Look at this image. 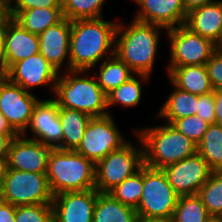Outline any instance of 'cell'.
I'll use <instances>...</instances> for the list:
<instances>
[{
	"label": "cell",
	"mask_w": 222,
	"mask_h": 222,
	"mask_svg": "<svg viewBox=\"0 0 222 222\" xmlns=\"http://www.w3.org/2000/svg\"><path fill=\"white\" fill-rule=\"evenodd\" d=\"M117 24L103 17L71 21L70 70L89 71L114 55Z\"/></svg>",
	"instance_id": "1"
},
{
	"label": "cell",
	"mask_w": 222,
	"mask_h": 222,
	"mask_svg": "<svg viewBox=\"0 0 222 222\" xmlns=\"http://www.w3.org/2000/svg\"><path fill=\"white\" fill-rule=\"evenodd\" d=\"M165 29L133 18L129 25L117 24L114 54L135 74L151 76L160 42V31ZM118 38V39H117Z\"/></svg>",
	"instance_id": "2"
},
{
	"label": "cell",
	"mask_w": 222,
	"mask_h": 222,
	"mask_svg": "<svg viewBox=\"0 0 222 222\" xmlns=\"http://www.w3.org/2000/svg\"><path fill=\"white\" fill-rule=\"evenodd\" d=\"M134 130L143 146L144 165L163 169L197 152V145L168 123Z\"/></svg>",
	"instance_id": "3"
},
{
	"label": "cell",
	"mask_w": 222,
	"mask_h": 222,
	"mask_svg": "<svg viewBox=\"0 0 222 222\" xmlns=\"http://www.w3.org/2000/svg\"><path fill=\"white\" fill-rule=\"evenodd\" d=\"M84 73L87 71L70 70L59 74L54 100L59 107L81 111L91 117L111 114L107 107V95L98 85L95 76L89 78Z\"/></svg>",
	"instance_id": "4"
},
{
	"label": "cell",
	"mask_w": 222,
	"mask_h": 222,
	"mask_svg": "<svg viewBox=\"0 0 222 222\" xmlns=\"http://www.w3.org/2000/svg\"><path fill=\"white\" fill-rule=\"evenodd\" d=\"M46 176L54 196L95 189V163L75 150L51 149Z\"/></svg>",
	"instance_id": "5"
},
{
	"label": "cell",
	"mask_w": 222,
	"mask_h": 222,
	"mask_svg": "<svg viewBox=\"0 0 222 222\" xmlns=\"http://www.w3.org/2000/svg\"><path fill=\"white\" fill-rule=\"evenodd\" d=\"M178 199L162 169L143 165V193L135 209L138 219L170 222Z\"/></svg>",
	"instance_id": "6"
},
{
	"label": "cell",
	"mask_w": 222,
	"mask_h": 222,
	"mask_svg": "<svg viewBox=\"0 0 222 222\" xmlns=\"http://www.w3.org/2000/svg\"><path fill=\"white\" fill-rule=\"evenodd\" d=\"M137 140L141 146L128 141L95 164V189L101 193H109L140 170L144 165L143 146L139 137Z\"/></svg>",
	"instance_id": "7"
},
{
	"label": "cell",
	"mask_w": 222,
	"mask_h": 222,
	"mask_svg": "<svg viewBox=\"0 0 222 222\" xmlns=\"http://www.w3.org/2000/svg\"><path fill=\"white\" fill-rule=\"evenodd\" d=\"M52 194L46 173L6 169L0 199L13 206L51 204Z\"/></svg>",
	"instance_id": "8"
},
{
	"label": "cell",
	"mask_w": 222,
	"mask_h": 222,
	"mask_svg": "<svg viewBox=\"0 0 222 222\" xmlns=\"http://www.w3.org/2000/svg\"><path fill=\"white\" fill-rule=\"evenodd\" d=\"M112 117L111 114L92 117L75 151L96 164L126 144L128 141H125Z\"/></svg>",
	"instance_id": "9"
},
{
	"label": "cell",
	"mask_w": 222,
	"mask_h": 222,
	"mask_svg": "<svg viewBox=\"0 0 222 222\" xmlns=\"http://www.w3.org/2000/svg\"><path fill=\"white\" fill-rule=\"evenodd\" d=\"M166 33L170 39V63L167 67L205 65L217 50L215 43L185 25L167 29Z\"/></svg>",
	"instance_id": "10"
},
{
	"label": "cell",
	"mask_w": 222,
	"mask_h": 222,
	"mask_svg": "<svg viewBox=\"0 0 222 222\" xmlns=\"http://www.w3.org/2000/svg\"><path fill=\"white\" fill-rule=\"evenodd\" d=\"M39 100L32 92L12 83L4 75L0 78V112L19 135L28 128Z\"/></svg>",
	"instance_id": "11"
},
{
	"label": "cell",
	"mask_w": 222,
	"mask_h": 222,
	"mask_svg": "<svg viewBox=\"0 0 222 222\" xmlns=\"http://www.w3.org/2000/svg\"><path fill=\"white\" fill-rule=\"evenodd\" d=\"M179 196L197 195L212 170L199 153L172 163L162 169Z\"/></svg>",
	"instance_id": "12"
},
{
	"label": "cell",
	"mask_w": 222,
	"mask_h": 222,
	"mask_svg": "<svg viewBox=\"0 0 222 222\" xmlns=\"http://www.w3.org/2000/svg\"><path fill=\"white\" fill-rule=\"evenodd\" d=\"M59 74L43 55L37 53L14 63L4 76L28 92H32L33 87L43 85H48L54 92Z\"/></svg>",
	"instance_id": "13"
},
{
	"label": "cell",
	"mask_w": 222,
	"mask_h": 222,
	"mask_svg": "<svg viewBox=\"0 0 222 222\" xmlns=\"http://www.w3.org/2000/svg\"><path fill=\"white\" fill-rule=\"evenodd\" d=\"M29 128L21 134L26 136L27 129L32 133V138L52 149L62 150L63 130L59 118V106L53 98L39 100L35 105Z\"/></svg>",
	"instance_id": "14"
},
{
	"label": "cell",
	"mask_w": 222,
	"mask_h": 222,
	"mask_svg": "<svg viewBox=\"0 0 222 222\" xmlns=\"http://www.w3.org/2000/svg\"><path fill=\"white\" fill-rule=\"evenodd\" d=\"M99 191L63 192L52 200L53 222H93V210Z\"/></svg>",
	"instance_id": "15"
},
{
	"label": "cell",
	"mask_w": 222,
	"mask_h": 222,
	"mask_svg": "<svg viewBox=\"0 0 222 222\" xmlns=\"http://www.w3.org/2000/svg\"><path fill=\"white\" fill-rule=\"evenodd\" d=\"M26 137L18 135L13 139L8 152L7 168L47 173L48 156L52 148Z\"/></svg>",
	"instance_id": "16"
},
{
	"label": "cell",
	"mask_w": 222,
	"mask_h": 222,
	"mask_svg": "<svg viewBox=\"0 0 222 222\" xmlns=\"http://www.w3.org/2000/svg\"><path fill=\"white\" fill-rule=\"evenodd\" d=\"M70 33L71 21L63 18L56 25L48 27L45 31L37 35L39 39V53L43 55L59 73L61 67L65 65V60H67V63L64 69L65 71H70Z\"/></svg>",
	"instance_id": "17"
},
{
	"label": "cell",
	"mask_w": 222,
	"mask_h": 222,
	"mask_svg": "<svg viewBox=\"0 0 222 222\" xmlns=\"http://www.w3.org/2000/svg\"><path fill=\"white\" fill-rule=\"evenodd\" d=\"M139 10L134 19L167 29L184 25L187 13L182 0H133Z\"/></svg>",
	"instance_id": "18"
},
{
	"label": "cell",
	"mask_w": 222,
	"mask_h": 222,
	"mask_svg": "<svg viewBox=\"0 0 222 222\" xmlns=\"http://www.w3.org/2000/svg\"><path fill=\"white\" fill-rule=\"evenodd\" d=\"M39 53V39L13 18L5 24L4 73L16 62Z\"/></svg>",
	"instance_id": "19"
},
{
	"label": "cell",
	"mask_w": 222,
	"mask_h": 222,
	"mask_svg": "<svg viewBox=\"0 0 222 222\" xmlns=\"http://www.w3.org/2000/svg\"><path fill=\"white\" fill-rule=\"evenodd\" d=\"M192 32L216 44L222 28V0H216L187 13L184 24Z\"/></svg>",
	"instance_id": "20"
},
{
	"label": "cell",
	"mask_w": 222,
	"mask_h": 222,
	"mask_svg": "<svg viewBox=\"0 0 222 222\" xmlns=\"http://www.w3.org/2000/svg\"><path fill=\"white\" fill-rule=\"evenodd\" d=\"M171 84L183 91L195 95H204L214 91L205 65H186L167 67Z\"/></svg>",
	"instance_id": "21"
},
{
	"label": "cell",
	"mask_w": 222,
	"mask_h": 222,
	"mask_svg": "<svg viewBox=\"0 0 222 222\" xmlns=\"http://www.w3.org/2000/svg\"><path fill=\"white\" fill-rule=\"evenodd\" d=\"M137 221L135 208L122 204L109 193H98L93 210V222Z\"/></svg>",
	"instance_id": "22"
},
{
	"label": "cell",
	"mask_w": 222,
	"mask_h": 222,
	"mask_svg": "<svg viewBox=\"0 0 222 222\" xmlns=\"http://www.w3.org/2000/svg\"><path fill=\"white\" fill-rule=\"evenodd\" d=\"M173 91L163 103L156 117L172 124L176 119L196 115L198 95L183 91L173 84Z\"/></svg>",
	"instance_id": "23"
},
{
	"label": "cell",
	"mask_w": 222,
	"mask_h": 222,
	"mask_svg": "<svg viewBox=\"0 0 222 222\" xmlns=\"http://www.w3.org/2000/svg\"><path fill=\"white\" fill-rule=\"evenodd\" d=\"M59 118L63 130L62 150H76L92 117L81 111L59 107Z\"/></svg>",
	"instance_id": "24"
},
{
	"label": "cell",
	"mask_w": 222,
	"mask_h": 222,
	"mask_svg": "<svg viewBox=\"0 0 222 222\" xmlns=\"http://www.w3.org/2000/svg\"><path fill=\"white\" fill-rule=\"evenodd\" d=\"M12 18L27 31L39 35L63 19L62 7L18 11Z\"/></svg>",
	"instance_id": "25"
},
{
	"label": "cell",
	"mask_w": 222,
	"mask_h": 222,
	"mask_svg": "<svg viewBox=\"0 0 222 222\" xmlns=\"http://www.w3.org/2000/svg\"><path fill=\"white\" fill-rule=\"evenodd\" d=\"M99 66V72H96L95 78L106 95L135 75L115 54L103 60Z\"/></svg>",
	"instance_id": "26"
},
{
	"label": "cell",
	"mask_w": 222,
	"mask_h": 222,
	"mask_svg": "<svg viewBox=\"0 0 222 222\" xmlns=\"http://www.w3.org/2000/svg\"><path fill=\"white\" fill-rule=\"evenodd\" d=\"M197 153L212 171H222V126L209 124L203 139L197 144Z\"/></svg>",
	"instance_id": "27"
},
{
	"label": "cell",
	"mask_w": 222,
	"mask_h": 222,
	"mask_svg": "<svg viewBox=\"0 0 222 222\" xmlns=\"http://www.w3.org/2000/svg\"><path fill=\"white\" fill-rule=\"evenodd\" d=\"M150 78L149 75L135 74L118 88L107 94V107L121 105L125 108L138 106L142 97L141 84ZM142 80V81H141Z\"/></svg>",
	"instance_id": "28"
},
{
	"label": "cell",
	"mask_w": 222,
	"mask_h": 222,
	"mask_svg": "<svg viewBox=\"0 0 222 222\" xmlns=\"http://www.w3.org/2000/svg\"><path fill=\"white\" fill-rule=\"evenodd\" d=\"M211 216L198 195L179 196L170 222H206Z\"/></svg>",
	"instance_id": "29"
},
{
	"label": "cell",
	"mask_w": 222,
	"mask_h": 222,
	"mask_svg": "<svg viewBox=\"0 0 222 222\" xmlns=\"http://www.w3.org/2000/svg\"><path fill=\"white\" fill-rule=\"evenodd\" d=\"M197 195L210 216L222 217V171H212Z\"/></svg>",
	"instance_id": "30"
},
{
	"label": "cell",
	"mask_w": 222,
	"mask_h": 222,
	"mask_svg": "<svg viewBox=\"0 0 222 222\" xmlns=\"http://www.w3.org/2000/svg\"><path fill=\"white\" fill-rule=\"evenodd\" d=\"M143 193V166L134 175L123 180L109 194L122 204L137 208Z\"/></svg>",
	"instance_id": "31"
},
{
	"label": "cell",
	"mask_w": 222,
	"mask_h": 222,
	"mask_svg": "<svg viewBox=\"0 0 222 222\" xmlns=\"http://www.w3.org/2000/svg\"><path fill=\"white\" fill-rule=\"evenodd\" d=\"M106 0H61L63 18L70 21L102 17Z\"/></svg>",
	"instance_id": "32"
},
{
	"label": "cell",
	"mask_w": 222,
	"mask_h": 222,
	"mask_svg": "<svg viewBox=\"0 0 222 222\" xmlns=\"http://www.w3.org/2000/svg\"><path fill=\"white\" fill-rule=\"evenodd\" d=\"M16 222H53L52 204L16 206Z\"/></svg>",
	"instance_id": "33"
},
{
	"label": "cell",
	"mask_w": 222,
	"mask_h": 222,
	"mask_svg": "<svg viewBox=\"0 0 222 222\" xmlns=\"http://www.w3.org/2000/svg\"><path fill=\"white\" fill-rule=\"evenodd\" d=\"M171 125L197 145L203 139L209 123L194 115L176 119Z\"/></svg>",
	"instance_id": "34"
},
{
	"label": "cell",
	"mask_w": 222,
	"mask_h": 222,
	"mask_svg": "<svg viewBox=\"0 0 222 222\" xmlns=\"http://www.w3.org/2000/svg\"><path fill=\"white\" fill-rule=\"evenodd\" d=\"M51 7H62L61 0H9V15L12 18L18 11Z\"/></svg>",
	"instance_id": "35"
},
{
	"label": "cell",
	"mask_w": 222,
	"mask_h": 222,
	"mask_svg": "<svg viewBox=\"0 0 222 222\" xmlns=\"http://www.w3.org/2000/svg\"><path fill=\"white\" fill-rule=\"evenodd\" d=\"M196 115L209 124H214L216 120L215 115V101L213 92L198 95Z\"/></svg>",
	"instance_id": "36"
},
{
	"label": "cell",
	"mask_w": 222,
	"mask_h": 222,
	"mask_svg": "<svg viewBox=\"0 0 222 222\" xmlns=\"http://www.w3.org/2000/svg\"><path fill=\"white\" fill-rule=\"evenodd\" d=\"M214 89H222V50L217 49L205 64Z\"/></svg>",
	"instance_id": "37"
},
{
	"label": "cell",
	"mask_w": 222,
	"mask_h": 222,
	"mask_svg": "<svg viewBox=\"0 0 222 222\" xmlns=\"http://www.w3.org/2000/svg\"><path fill=\"white\" fill-rule=\"evenodd\" d=\"M16 206L0 199V222L15 221Z\"/></svg>",
	"instance_id": "38"
},
{
	"label": "cell",
	"mask_w": 222,
	"mask_h": 222,
	"mask_svg": "<svg viewBox=\"0 0 222 222\" xmlns=\"http://www.w3.org/2000/svg\"><path fill=\"white\" fill-rule=\"evenodd\" d=\"M19 134H0V159H7L10 145Z\"/></svg>",
	"instance_id": "39"
},
{
	"label": "cell",
	"mask_w": 222,
	"mask_h": 222,
	"mask_svg": "<svg viewBox=\"0 0 222 222\" xmlns=\"http://www.w3.org/2000/svg\"><path fill=\"white\" fill-rule=\"evenodd\" d=\"M214 101H215V123L222 126V89H214Z\"/></svg>",
	"instance_id": "40"
},
{
	"label": "cell",
	"mask_w": 222,
	"mask_h": 222,
	"mask_svg": "<svg viewBox=\"0 0 222 222\" xmlns=\"http://www.w3.org/2000/svg\"><path fill=\"white\" fill-rule=\"evenodd\" d=\"M186 13L216 0H182Z\"/></svg>",
	"instance_id": "41"
},
{
	"label": "cell",
	"mask_w": 222,
	"mask_h": 222,
	"mask_svg": "<svg viewBox=\"0 0 222 222\" xmlns=\"http://www.w3.org/2000/svg\"><path fill=\"white\" fill-rule=\"evenodd\" d=\"M5 24H0V73L4 74Z\"/></svg>",
	"instance_id": "42"
},
{
	"label": "cell",
	"mask_w": 222,
	"mask_h": 222,
	"mask_svg": "<svg viewBox=\"0 0 222 222\" xmlns=\"http://www.w3.org/2000/svg\"><path fill=\"white\" fill-rule=\"evenodd\" d=\"M10 18L9 0H0V24H6Z\"/></svg>",
	"instance_id": "43"
},
{
	"label": "cell",
	"mask_w": 222,
	"mask_h": 222,
	"mask_svg": "<svg viewBox=\"0 0 222 222\" xmlns=\"http://www.w3.org/2000/svg\"><path fill=\"white\" fill-rule=\"evenodd\" d=\"M0 134H18L0 112Z\"/></svg>",
	"instance_id": "44"
},
{
	"label": "cell",
	"mask_w": 222,
	"mask_h": 222,
	"mask_svg": "<svg viewBox=\"0 0 222 222\" xmlns=\"http://www.w3.org/2000/svg\"><path fill=\"white\" fill-rule=\"evenodd\" d=\"M6 169H7V159H0V191L4 182Z\"/></svg>",
	"instance_id": "45"
},
{
	"label": "cell",
	"mask_w": 222,
	"mask_h": 222,
	"mask_svg": "<svg viewBox=\"0 0 222 222\" xmlns=\"http://www.w3.org/2000/svg\"><path fill=\"white\" fill-rule=\"evenodd\" d=\"M206 222H222V217L211 216Z\"/></svg>",
	"instance_id": "46"
},
{
	"label": "cell",
	"mask_w": 222,
	"mask_h": 222,
	"mask_svg": "<svg viewBox=\"0 0 222 222\" xmlns=\"http://www.w3.org/2000/svg\"><path fill=\"white\" fill-rule=\"evenodd\" d=\"M217 49L222 50V28H221L219 40L217 41Z\"/></svg>",
	"instance_id": "47"
},
{
	"label": "cell",
	"mask_w": 222,
	"mask_h": 222,
	"mask_svg": "<svg viewBox=\"0 0 222 222\" xmlns=\"http://www.w3.org/2000/svg\"><path fill=\"white\" fill-rule=\"evenodd\" d=\"M137 222H169V221H154V220H142V219H138Z\"/></svg>",
	"instance_id": "48"
}]
</instances>
